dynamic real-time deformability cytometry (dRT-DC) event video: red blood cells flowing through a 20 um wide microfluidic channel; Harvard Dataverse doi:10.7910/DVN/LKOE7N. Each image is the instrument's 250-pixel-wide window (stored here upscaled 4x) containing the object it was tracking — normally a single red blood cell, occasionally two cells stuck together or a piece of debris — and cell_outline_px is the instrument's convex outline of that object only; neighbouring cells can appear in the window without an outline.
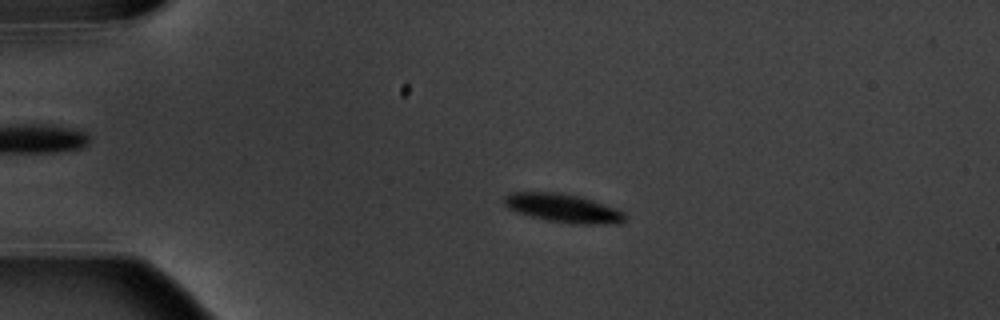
{"species": "common noctule bat (a hibernating species)", "species_latin": "Nyctalus noctula", "temperature_condition": "warm", "stored_images_in_passage": 6, "camera_frame_rate_fps": 3000, "um_per_image_px": 0.085, "animal": {"sex": "male", "body_mass_g": 20.1, "forearm_length_mm": 53.5}, "frame": {"image": 1, "passage_image": 4, "time_ms": 3.333, "image_size_px": [1000, 320], "cell_outline_px": [[628, 216], [620, 224], [572, 224], [548, 220], [516, 212], [508, 208], [504, 204], [504, 196], [512, 192], [560, 192], [592, 200], [616, 208], [624, 212]], "centroid_in_image_um": [47.89, 17.7], "position_along_channel_um": 37.1, "area_um2": 20.11}}
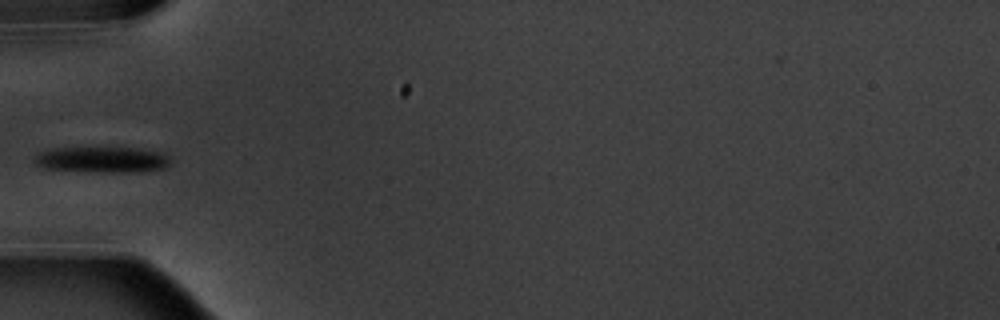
{"frame": {"image": 2, "passage_image": 6, "time_ms": 5.667, "image_size_px": [1000, 320], "cell_outline_px": [[172, 164], [164, 168], [140, 172], [100, 172], [40, 168], [32, 160], [32, 156], [36, 152], [52, 148], [140, 148], [164, 152], [172, 160]], "centroid_in_image_um": [8.68, 13.57], "position_along_channel_um": 76.3, "area_um2": 21.04}}